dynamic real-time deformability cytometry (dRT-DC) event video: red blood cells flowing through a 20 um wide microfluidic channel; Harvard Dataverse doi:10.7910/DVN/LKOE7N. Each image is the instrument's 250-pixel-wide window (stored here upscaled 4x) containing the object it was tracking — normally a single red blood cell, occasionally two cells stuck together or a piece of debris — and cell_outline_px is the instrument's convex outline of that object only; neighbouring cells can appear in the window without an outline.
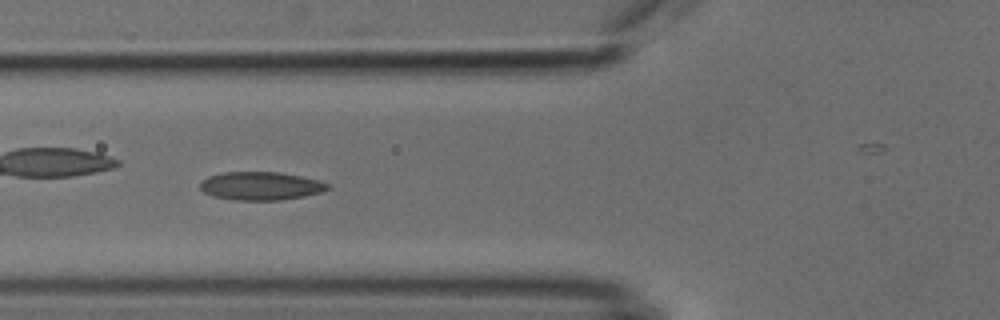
{"species": "common noctule bat (a hibernating species)", "species_latin": "Nyctalus noctula", "temperature_condition": "cold", "stored_images_in_passage": 43, "camera_frame_rate_fps": 3000, "um_per_image_px": 0.085, "animal": {"sex": "male", "body_mass_g": 18.8}, "frame": {"image": 1, "passage_image": 20, "time_ms": 6.333, "image_size_px": [1000, 320], "cell_outline_px": [[332, 188], [320, 192], [304, 196], [280, 200], [236, 200], [212, 196], [204, 192], [200, 188], [200, 184], [208, 176], [224, 172], [280, 172], [320, 180], [328, 184]], "centroid_in_image_um": [22.18, 15.8], "position_along_channel_um": 103.6, "area_um2": 20.98}}
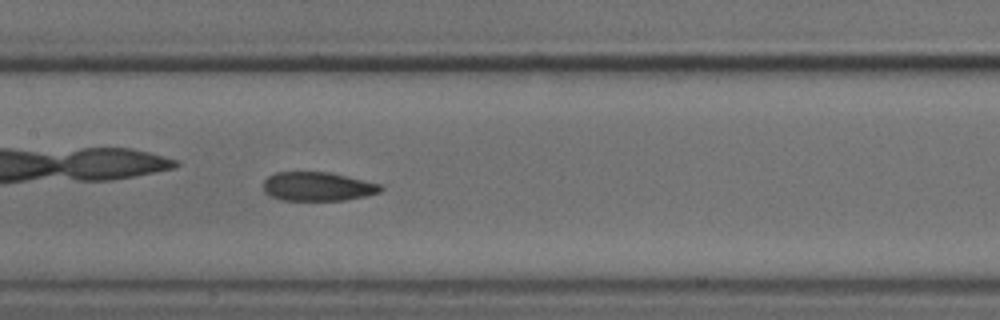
{"frame": {"image": 2, "passage_image": 26, "time_ms": 8.333, "image_size_px": [1000, 320], "cell_outline_px": [[384, 188], [380, 192], [364, 196], [344, 200], [280, 200], [268, 196], [264, 192], [264, 180], [268, 176], [276, 172], [328, 172], [380, 184]], "centroid_in_image_um": [26.96, 15.86], "position_along_channel_um": 180.4, "area_um2": 19.71}}
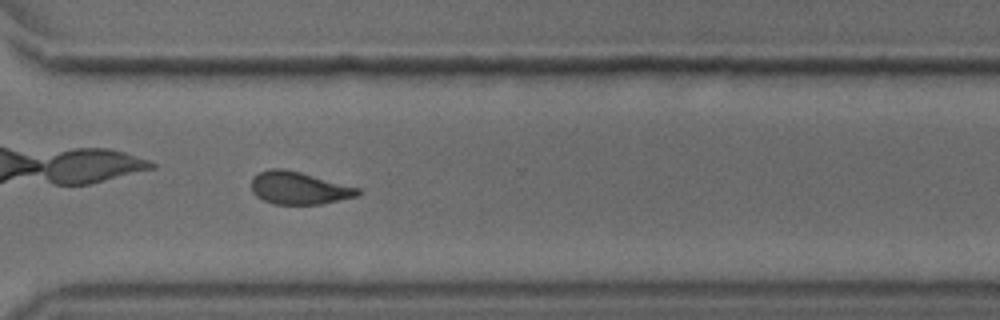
{"frame": {"image": 3, "passage_image": 39, "time_ms": 12.667, "image_size_px": [1000, 320], "cell_outline_px": [[360, 192], [356, 196], [340, 200], [320, 204], [272, 204], [256, 196], [252, 192], [252, 176], [260, 172], [272, 168], [284, 168], [300, 172], [360, 188]], "centroid_in_image_um": [25.38, 15.98], "position_along_channel_um": 345.2, "area_um2": 20.11}}